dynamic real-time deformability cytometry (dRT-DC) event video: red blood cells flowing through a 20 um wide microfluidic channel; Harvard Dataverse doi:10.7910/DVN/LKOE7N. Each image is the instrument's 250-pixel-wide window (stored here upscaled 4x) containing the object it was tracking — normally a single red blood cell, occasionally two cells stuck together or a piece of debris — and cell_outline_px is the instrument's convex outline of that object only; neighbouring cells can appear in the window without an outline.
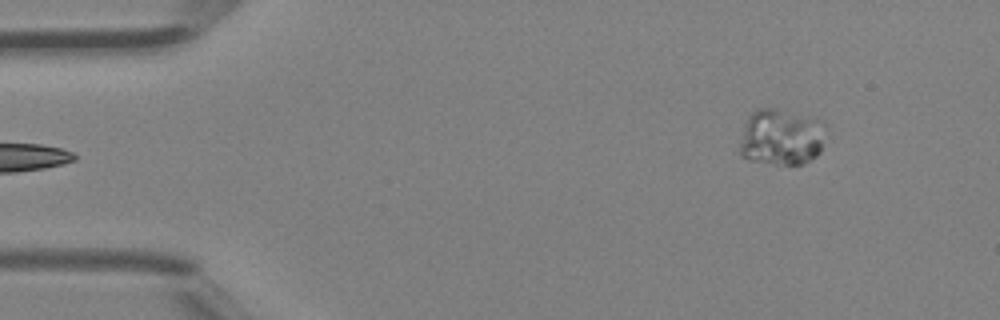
{"species": "Egyptian fruit bat (a non-hibernating species)", "species_latin": "Rousettus aegyptiacus", "temperature_condition": "room temperature", "stored_images_in_passage": 3, "camera_frame_rate_fps": 3000, "um_per_image_px": 0.085, "animal": {"sex": "female"}, "frame": {"image": 1, "passage_image": 3, "time_ms": 0.667, "image_size_px": [1000, 320], "cell_outline_px": [[824, 124], [820, 152], [816, 156], [804, 164], [776, 164], [752, 160], [740, 156], [740, 144], [744, 124], [748, 116], [756, 108], [776, 108], [816, 120]], "centroid_in_image_um": [66.34, 11.67], "position_along_channel_um": 18.7, "area_um2": 27.86}}